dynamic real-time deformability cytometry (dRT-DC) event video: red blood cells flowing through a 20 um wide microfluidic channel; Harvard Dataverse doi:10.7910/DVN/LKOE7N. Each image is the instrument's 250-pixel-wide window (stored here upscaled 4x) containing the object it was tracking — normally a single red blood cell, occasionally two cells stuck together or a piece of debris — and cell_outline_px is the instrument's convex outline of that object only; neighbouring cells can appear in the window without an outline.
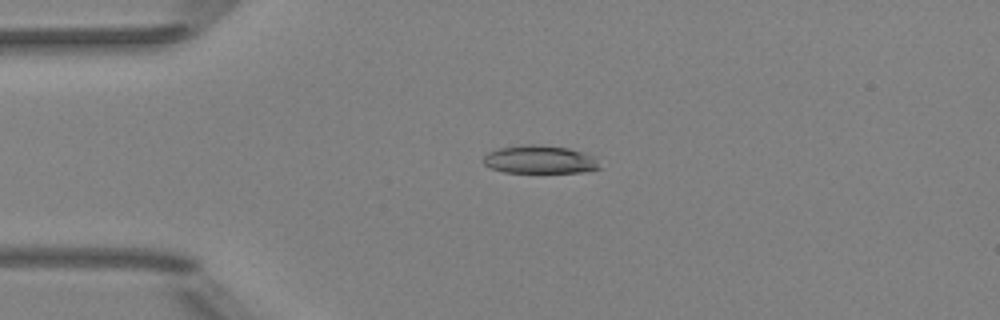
{"species": "Egyptian fruit bat (a non-hibernating species)", "species_latin": "Rousettus aegyptiacus", "temperature_condition": "room temperature", "stored_images_in_passage": 2, "camera_frame_rate_fps": 3000, "um_per_image_px": 0.085, "animal": {"sex": "female"}, "frame": {"image": 1, "passage_image": 2, "time_ms": 2.0, "image_size_px": [1000, 320], "cell_outline_px": [[600, 168], [584, 172], [504, 172], [488, 168], [484, 164], [484, 156], [488, 152], [500, 148], [528, 144], [532, 144], [568, 148], [584, 152], [596, 156]], "centroid_in_image_um": [45.9, 13.56], "position_along_channel_um": 39.1, "area_um2": 19.02}}